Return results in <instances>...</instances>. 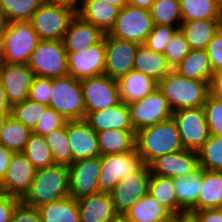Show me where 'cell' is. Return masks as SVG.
Masks as SVG:
<instances>
[{
	"instance_id": "1",
	"label": "cell",
	"mask_w": 222,
	"mask_h": 222,
	"mask_svg": "<svg viewBox=\"0 0 222 222\" xmlns=\"http://www.w3.org/2000/svg\"><path fill=\"white\" fill-rule=\"evenodd\" d=\"M135 149L145 165H149L157 157L184 149L174 120L166 121L142 128L136 132Z\"/></svg>"
},
{
	"instance_id": "2",
	"label": "cell",
	"mask_w": 222,
	"mask_h": 222,
	"mask_svg": "<svg viewBox=\"0 0 222 222\" xmlns=\"http://www.w3.org/2000/svg\"><path fill=\"white\" fill-rule=\"evenodd\" d=\"M158 89L167 100L172 112L201 108L210 94L207 82L189 79L174 69L158 82Z\"/></svg>"
},
{
	"instance_id": "3",
	"label": "cell",
	"mask_w": 222,
	"mask_h": 222,
	"mask_svg": "<svg viewBox=\"0 0 222 222\" xmlns=\"http://www.w3.org/2000/svg\"><path fill=\"white\" fill-rule=\"evenodd\" d=\"M69 167L55 164L36 171L29 191L21 199L24 203L38 208L69 196Z\"/></svg>"
},
{
	"instance_id": "4",
	"label": "cell",
	"mask_w": 222,
	"mask_h": 222,
	"mask_svg": "<svg viewBox=\"0 0 222 222\" xmlns=\"http://www.w3.org/2000/svg\"><path fill=\"white\" fill-rule=\"evenodd\" d=\"M39 40L30 21L6 22L1 35L3 62L28 64Z\"/></svg>"
},
{
	"instance_id": "5",
	"label": "cell",
	"mask_w": 222,
	"mask_h": 222,
	"mask_svg": "<svg viewBox=\"0 0 222 222\" xmlns=\"http://www.w3.org/2000/svg\"><path fill=\"white\" fill-rule=\"evenodd\" d=\"M49 107L60 113L67 121L84 120L86 108L80 80L67 75L52 79Z\"/></svg>"
},
{
	"instance_id": "6",
	"label": "cell",
	"mask_w": 222,
	"mask_h": 222,
	"mask_svg": "<svg viewBox=\"0 0 222 222\" xmlns=\"http://www.w3.org/2000/svg\"><path fill=\"white\" fill-rule=\"evenodd\" d=\"M28 66L34 76L55 79L68 75L67 52L63 40H39Z\"/></svg>"
},
{
	"instance_id": "7",
	"label": "cell",
	"mask_w": 222,
	"mask_h": 222,
	"mask_svg": "<svg viewBox=\"0 0 222 222\" xmlns=\"http://www.w3.org/2000/svg\"><path fill=\"white\" fill-rule=\"evenodd\" d=\"M76 11L70 7L44 1L30 19L41 40H63Z\"/></svg>"
},
{
	"instance_id": "8",
	"label": "cell",
	"mask_w": 222,
	"mask_h": 222,
	"mask_svg": "<svg viewBox=\"0 0 222 222\" xmlns=\"http://www.w3.org/2000/svg\"><path fill=\"white\" fill-rule=\"evenodd\" d=\"M153 26L149 10L127 4L119 10L118 17L107 34L140 45L145 43Z\"/></svg>"
},
{
	"instance_id": "9",
	"label": "cell",
	"mask_w": 222,
	"mask_h": 222,
	"mask_svg": "<svg viewBox=\"0 0 222 222\" xmlns=\"http://www.w3.org/2000/svg\"><path fill=\"white\" fill-rule=\"evenodd\" d=\"M98 192L110 193L127 175L137 172L143 165L138 151L100 156Z\"/></svg>"
},
{
	"instance_id": "10",
	"label": "cell",
	"mask_w": 222,
	"mask_h": 222,
	"mask_svg": "<svg viewBox=\"0 0 222 222\" xmlns=\"http://www.w3.org/2000/svg\"><path fill=\"white\" fill-rule=\"evenodd\" d=\"M184 149L198 150L210 137L203 107L176 110L172 113Z\"/></svg>"
},
{
	"instance_id": "11",
	"label": "cell",
	"mask_w": 222,
	"mask_h": 222,
	"mask_svg": "<svg viewBox=\"0 0 222 222\" xmlns=\"http://www.w3.org/2000/svg\"><path fill=\"white\" fill-rule=\"evenodd\" d=\"M128 105L134 130L166 121L172 117V110L158 87L144 98Z\"/></svg>"
},
{
	"instance_id": "12",
	"label": "cell",
	"mask_w": 222,
	"mask_h": 222,
	"mask_svg": "<svg viewBox=\"0 0 222 222\" xmlns=\"http://www.w3.org/2000/svg\"><path fill=\"white\" fill-rule=\"evenodd\" d=\"M80 83L86 115L90 112L107 109L121 101L117 80L105 74L82 79Z\"/></svg>"
},
{
	"instance_id": "13",
	"label": "cell",
	"mask_w": 222,
	"mask_h": 222,
	"mask_svg": "<svg viewBox=\"0 0 222 222\" xmlns=\"http://www.w3.org/2000/svg\"><path fill=\"white\" fill-rule=\"evenodd\" d=\"M150 177V168L144 164L137 172L127 175L116 184L110 195L118 215H124L136 201L148 193Z\"/></svg>"
},
{
	"instance_id": "14",
	"label": "cell",
	"mask_w": 222,
	"mask_h": 222,
	"mask_svg": "<svg viewBox=\"0 0 222 222\" xmlns=\"http://www.w3.org/2000/svg\"><path fill=\"white\" fill-rule=\"evenodd\" d=\"M105 75L118 80L133 70L139 44L104 34Z\"/></svg>"
},
{
	"instance_id": "15",
	"label": "cell",
	"mask_w": 222,
	"mask_h": 222,
	"mask_svg": "<svg viewBox=\"0 0 222 222\" xmlns=\"http://www.w3.org/2000/svg\"><path fill=\"white\" fill-rule=\"evenodd\" d=\"M105 42L104 37L86 50L67 53L68 75L82 80L105 74Z\"/></svg>"
},
{
	"instance_id": "16",
	"label": "cell",
	"mask_w": 222,
	"mask_h": 222,
	"mask_svg": "<svg viewBox=\"0 0 222 222\" xmlns=\"http://www.w3.org/2000/svg\"><path fill=\"white\" fill-rule=\"evenodd\" d=\"M100 157H91L69 165V196L78 200L98 192Z\"/></svg>"
},
{
	"instance_id": "17",
	"label": "cell",
	"mask_w": 222,
	"mask_h": 222,
	"mask_svg": "<svg viewBox=\"0 0 222 222\" xmlns=\"http://www.w3.org/2000/svg\"><path fill=\"white\" fill-rule=\"evenodd\" d=\"M36 171L23 152L14 153L0 183V190L22 199L29 191Z\"/></svg>"
},
{
	"instance_id": "18",
	"label": "cell",
	"mask_w": 222,
	"mask_h": 222,
	"mask_svg": "<svg viewBox=\"0 0 222 222\" xmlns=\"http://www.w3.org/2000/svg\"><path fill=\"white\" fill-rule=\"evenodd\" d=\"M148 166L151 174L172 179L193 174L200 169L198 153L187 149L157 157Z\"/></svg>"
},
{
	"instance_id": "19",
	"label": "cell",
	"mask_w": 222,
	"mask_h": 222,
	"mask_svg": "<svg viewBox=\"0 0 222 222\" xmlns=\"http://www.w3.org/2000/svg\"><path fill=\"white\" fill-rule=\"evenodd\" d=\"M33 77L28 64L3 62L0 65V80L11 105L28 99Z\"/></svg>"
},
{
	"instance_id": "20",
	"label": "cell",
	"mask_w": 222,
	"mask_h": 222,
	"mask_svg": "<svg viewBox=\"0 0 222 222\" xmlns=\"http://www.w3.org/2000/svg\"><path fill=\"white\" fill-rule=\"evenodd\" d=\"M67 135L72 153V163L101 156L97 133L85 120L67 121Z\"/></svg>"
},
{
	"instance_id": "21",
	"label": "cell",
	"mask_w": 222,
	"mask_h": 222,
	"mask_svg": "<svg viewBox=\"0 0 222 222\" xmlns=\"http://www.w3.org/2000/svg\"><path fill=\"white\" fill-rule=\"evenodd\" d=\"M103 37L104 33L99 28L75 14L68 25L63 43L67 53H76L97 44Z\"/></svg>"
},
{
	"instance_id": "22",
	"label": "cell",
	"mask_w": 222,
	"mask_h": 222,
	"mask_svg": "<svg viewBox=\"0 0 222 222\" xmlns=\"http://www.w3.org/2000/svg\"><path fill=\"white\" fill-rule=\"evenodd\" d=\"M84 120L96 133L108 129L134 130L128 105L121 101L107 109L88 113Z\"/></svg>"
},
{
	"instance_id": "23",
	"label": "cell",
	"mask_w": 222,
	"mask_h": 222,
	"mask_svg": "<svg viewBox=\"0 0 222 222\" xmlns=\"http://www.w3.org/2000/svg\"><path fill=\"white\" fill-rule=\"evenodd\" d=\"M80 222H110L118 214L110 193L97 192L77 200Z\"/></svg>"
},
{
	"instance_id": "24",
	"label": "cell",
	"mask_w": 222,
	"mask_h": 222,
	"mask_svg": "<svg viewBox=\"0 0 222 222\" xmlns=\"http://www.w3.org/2000/svg\"><path fill=\"white\" fill-rule=\"evenodd\" d=\"M119 10L104 0H82L76 14L106 34L114 25Z\"/></svg>"
},
{
	"instance_id": "25",
	"label": "cell",
	"mask_w": 222,
	"mask_h": 222,
	"mask_svg": "<svg viewBox=\"0 0 222 222\" xmlns=\"http://www.w3.org/2000/svg\"><path fill=\"white\" fill-rule=\"evenodd\" d=\"M121 102L140 100L158 87V82L139 71L131 70L117 80Z\"/></svg>"
},
{
	"instance_id": "26",
	"label": "cell",
	"mask_w": 222,
	"mask_h": 222,
	"mask_svg": "<svg viewBox=\"0 0 222 222\" xmlns=\"http://www.w3.org/2000/svg\"><path fill=\"white\" fill-rule=\"evenodd\" d=\"M129 222H172L174 215L147 193L124 214Z\"/></svg>"
},
{
	"instance_id": "27",
	"label": "cell",
	"mask_w": 222,
	"mask_h": 222,
	"mask_svg": "<svg viewBox=\"0 0 222 222\" xmlns=\"http://www.w3.org/2000/svg\"><path fill=\"white\" fill-rule=\"evenodd\" d=\"M222 26V20L182 21L180 31L184 34L190 50L206 49L215 33Z\"/></svg>"
},
{
	"instance_id": "28",
	"label": "cell",
	"mask_w": 222,
	"mask_h": 222,
	"mask_svg": "<svg viewBox=\"0 0 222 222\" xmlns=\"http://www.w3.org/2000/svg\"><path fill=\"white\" fill-rule=\"evenodd\" d=\"M133 69L157 82L172 70L164 54L157 53L144 44L138 46Z\"/></svg>"
},
{
	"instance_id": "29",
	"label": "cell",
	"mask_w": 222,
	"mask_h": 222,
	"mask_svg": "<svg viewBox=\"0 0 222 222\" xmlns=\"http://www.w3.org/2000/svg\"><path fill=\"white\" fill-rule=\"evenodd\" d=\"M202 181L203 169H199L193 174L173 179L178 205L188 214L196 211Z\"/></svg>"
},
{
	"instance_id": "30",
	"label": "cell",
	"mask_w": 222,
	"mask_h": 222,
	"mask_svg": "<svg viewBox=\"0 0 222 222\" xmlns=\"http://www.w3.org/2000/svg\"><path fill=\"white\" fill-rule=\"evenodd\" d=\"M174 70L184 77L207 82L209 85L214 74L206 49L190 50L186 58Z\"/></svg>"
},
{
	"instance_id": "31",
	"label": "cell",
	"mask_w": 222,
	"mask_h": 222,
	"mask_svg": "<svg viewBox=\"0 0 222 222\" xmlns=\"http://www.w3.org/2000/svg\"><path fill=\"white\" fill-rule=\"evenodd\" d=\"M101 155L127 153L135 150L136 131L108 129L97 133Z\"/></svg>"
},
{
	"instance_id": "32",
	"label": "cell",
	"mask_w": 222,
	"mask_h": 222,
	"mask_svg": "<svg viewBox=\"0 0 222 222\" xmlns=\"http://www.w3.org/2000/svg\"><path fill=\"white\" fill-rule=\"evenodd\" d=\"M42 222H80L77 200L67 196L37 208Z\"/></svg>"
},
{
	"instance_id": "33",
	"label": "cell",
	"mask_w": 222,
	"mask_h": 222,
	"mask_svg": "<svg viewBox=\"0 0 222 222\" xmlns=\"http://www.w3.org/2000/svg\"><path fill=\"white\" fill-rule=\"evenodd\" d=\"M212 208H222V172L203 169L202 188L196 211Z\"/></svg>"
},
{
	"instance_id": "34",
	"label": "cell",
	"mask_w": 222,
	"mask_h": 222,
	"mask_svg": "<svg viewBox=\"0 0 222 222\" xmlns=\"http://www.w3.org/2000/svg\"><path fill=\"white\" fill-rule=\"evenodd\" d=\"M148 193L174 216L187 214L178 205L172 178L151 174Z\"/></svg>"
},
{
	"instance_id": "35",
	"label": "cell",
	"mask_w": 222,
	"mask_h": 222,
	"mask_svg": "<svg viewBox=\"0 0 222 222\" xmlns=\"http://www.w3.org/2000/svg\"><path fill=\"white\" fill-rule=\"evenodd\" d=\"M182 21L222 20V6L216 0H179Z\"/></svg>"
},
{
	"instance_id": "36",
	"label": "cell",
	"mask_w": 222,
	"mask_h": 222,
	"mask_svg": "<svg viewBox=\"0 0 222 222\" xmlns=\"http://www.w3.org/2000/svg\"><path fill=\"white\" fill-rule=\"evenodd\" d=\"M31 134L28 127L9 116L0 134V144L14 153L23 152Z\"/></svg>"
},
{
	"instance_id": "37",
	"label": "cell",
	"mask_w": 222,
	"mask_h": 222,
	"mask_svg": "<svg viewBox=\"0 0 222 222\" xmlns=\"http://www.w3.org/2000/svg\"><path fill=\"white\" fill-rule=\"evenodd\" d=\"M45 0H0V11L6 22L30 21Z\"/></svg>"
},
{
	"instance_id": "38",
	"label": "cell",
	"mask_w": 222,
	"mask_h": 222,
	"mask_svg": "<svg viewBox=\"0 0 222 222\" xmlns=\"http://www.w3.org/2000/svg\"><path fill=\"white\" fill-rule=\"evenodd\" d=\"M23 153L36 170L55 165L51 150L44 136L32 133Z\"/></svg>"
},
{
	"instance_id": "39",
	"label": "cell",
	"mask_w": 222,
	"mask_h": 222,
	"mask_svg": "<svg viewBox=\"0 0 222 222\" xmlns=\"http://www.w3.org/2000/svg\"><path fill=\"white\" fill-rule=\"evenodd\" d=\"M150 12L154 25H170L180 28L182 16L179 0H155Z\"/></svg>"
},
{
	"instance_id": "40",
	"label": "cell",
	"mask_w": 222,
	"mask_h": 222,
	"mask_svg": "<svg viewBox=\"0 0 222 222\" xmlns=\"http://www.w3.org/2000/svg\"><path fill=\"white\" fill-rule=\"evenodd\" d=\"M44 138L51 150L55 164L67 166L72 164V153L67 135V122L63 127L45 135Z\"/></svg>"
},
{
	"instance_id": "41",
	"label": "cell",
	"mask_w": 222,
	"mask_h": 222,
	"mask_svg": "<svg viewBox=\"0 0 222 222\" xmlns=\"http://www.w3.org/2000/svg\"><path fill=\"white\" fill-rule=\"evenodd\" d=\"M197 153L200 169L222 172V136L210 135Z\"/></svg>"
},
{
	"instance_id": "42",
	"label": "cell",
	"mask_w": 222,
	"mask_h": 222,
	"mask_svg": "<svg viewBox=\"0 0 222 222\" xmlns=\"http://www.w3.org/2000/svg\"><path fill=\"white\" fill-rule=\"evenodd\" d=\"M48 107V105L26 99L23 102L12 105L11 117L32 131Z\"/></svg>"
},
{
	"instance_id": "43",
	"label": "cell",
	"mask_w": 222,
	"mask_h": 222,
	"mask_svg": "<svg viewBox=\"0 0 222 222\" xmlns=\"http://www.w3.org/2000/svg\"><path fill=\"white\" fill-rule=\"evenodd\" d=\"M190 48L184 34L178 29L168 42L164 56L171 69H175L189 54Z\"/></svg>"
},
{
	"instance_id": "44",
	"label": "cell",
	"mask_w": 222,
	"mask_h": 222,
	"mask_svg": "<svg viewBox=\"0 0 222 222\" xmlns=\"http://www.w3.org/2000/svg\"><path fill=\"white\" fill-rule=\"evenodd\" d=\"M203 109L210 135L222 136V99L209 94Z\"/></svg>"
},
{
	"instance_id": "45",
	"label": "cell",
	"mask_w": 222,
	"mask_h": 222,
	"mask_svg": "<svg viewBox=\"0 0 222 222\" xmlns=\"http://www.w3.org/2000/svg\"><path fill=\"white\" fill-rule=\"evenodd\" d=\"M177 30V27L170 25H154L144 45L157 53L164 54L168 42Z\"/></svg>"
},
{
	"instance_id": "46",
	"label": "cell",
	"mask_w": 222,
	"mask_h": 222,
	"mask_svg": "<svg viewBox=\"0 0 222 222\" xmlns=\"http://www.w3.org/2000/svg\"><path fill=\"white\" fill-rule=\"evenodd\" d=\"M67 120L56 110L48 107L44 115H42L39 123L32 130L33 134L45 136L53 130L59 129L66 124Z\"/></svg>"
},
{
	"instance_id": "47",
	"label": "cell",
	"mask_w": 222,
	"mask_h": 222,
	"mask_svg": "<svg viewBox=\"0 0 222 222\" xmlns=\"http://www.w3.org/2000/svg\"><path fill=\"white\" fill-rule=\"evenodd\" d=\"M51 87L52 79L34 76L29 89L28 99L49 106Z\"/></svg>"
},
{
	"instance_id": "48",
	"label": "cell",
	"mask_w": 222,
	"mask_h": 222,
	"mask_svg": "<svg viewBox=\"0 0 222 222\" xmlns=\"http://www.w3.org/2000/svg\"><path fill=\"white\" fill-rule=\"evenodd\" d=\"M206 51L213 72L222 71V26L208 43Z\"/></svg>"
},
{
	"instance_id": "49",
	"label": "cell",
	"mask_w": 222,
	"mask_h": 222,
	"mask_svg": "<svg viewBox=\"0 0 222 222\" xmlns=\"http://www.w3.org/2000/svg\"><path fill=\"white\" fill-rule=\"evenodd\" d=\"M10 222H42V220L36 207L27 205L20 200L12 213Z\"/></svg>"
},
{
	"instance_id": "50",
	"label": "cell",
	"mask_w": 222,
	"mask_h": 222,
	"mask_svg": "<svg viewBox=\"0 0 222 222\" xmlns=\"http://www.w3.org/2000/svg\"><path fill=\"white\" fill-rule=\"evenodd\" d=\"M20 200L0 190V222H10L12 213Z\"/></svg>"
},
{
	"instance_id": "51",
	"label": "cell",
	"mask_w": 222,
	"mask_h": 222,
	"mask_svg": "<svg viewBox=\"0 0 222 222\" xmlns=\"http://www.w3.org/2000/svg\"><path fill=\"white\" fill-rule=\"evenodd\" d=\"M190 214L197 222H222V208L204 209Z\"/></svg>"
},
{
	"instance_id": "52",
	"label": "cell",
	"mask_w": 222,
	"mask_h": 222,
	"mask_svg": "<svg viewBox=\"0 0 222 222\" xmlns=\"http://www.w3.org/2000/svg\"><path fill=\"white\" fill-rule=\"evenodd\" d=\"M14 152L0 144V183L6 174V169L11 162Z\"/></svg>"
},
{
	"instance_id": "53",
	"label": "cell",
	"mask_w": 222,
	"mask_h": 222,
	"mask_svg": "<svg viewBox=\"0 0 222 222\" xmlns=\"http://www.w3.org/2000/svg\"><path fill=\"white\" fill-rule=\"evenodd\" d=\"M209 89L212 96L222 99V71L213 74Z\"/></svg>"
},
{
	"instance_id": "54",
	"label": "cell",
	"mask_w": 222,
	"mask_h": 222,
	"mask_svg": "<svg viewBox=\"0 0 222 222\" xmlns=\"http://www.w3.org/2000/svg\"><path fill=\"white\" fill-rule=\"evenodd\" d=\"M12 105L8 102L6 92L0 80V114L11 116Z\"/></svg>"
},
{
	"instance_id": "55",
	"label": "cell",
	"mask_w": 222,
	"mask_h": 222,
	"mask_svg": "<svg viewBox=\"0 0 222 222\" xmlns=\"http://www.w3.org/2000/svg\"><path fill=\"white\" fill-rule=\"evenodd\" d=\"M45 1L70 7L76 12L78 11L81 5L80 3H82V0H45Z\"/></svg>"
},
{
	"instance_id": "56",
	"label": "cell",
	"mask_w": 222,
	"mask_h": 222,
	"mask_svg": "<svg viewBox=\"0 0 222 222\" xmlns=\"http://www.w3.org/2000/svg\"><path fill=\"white\" fill-rule=\"evenodd\" d=\"M128 4L141 9L149 10L154 4L155 0H127Z\"/></svg>"
},
{
	"instance_id": "57",
	"label": "cell",
	"mask_w": 222,
	"mask_h": 222,
	"mask_svg": "<svg viewBox=\"0 0 222 222\" xmlns=\"http://www.w3.org/2000/svg\"><path fill=\"white\" fill-rule=\"evenodd\" d=\"M172 222H197L191 214H184L179 216H174Z\"/></svg>"
},
{
	"instance_id": "58",
	"label": "cell",
	"mask_w": 222,
	"mask_h": 222,
	"mask_svg": "<svg viewBox=\"0 0 222 222\" xmlns=\"http://www.w3.org/2000/svg\"><path fill=\"white\" fill-rule=\"evenodd\" d=\"M108 2L109 4L118 7L121 9L122 7L126 6L128 4L127 0H104Z\"/></svg>"
},
{
	"instance_id": "59",
	"label": "cell",
	"mask_w": 222,
	"mask_h": 222,
	"mask_svg": "<svg viewBox=\"0 0 222 222\" xmlns=\"http://www.w3.org/2000/svg\"><path fill=\"white\" fill-rule=\"evenodd\" d=\"M5 24H6V20H5L4 16H3V14L0 11V37H1L2 33H3V31H4Z\"/></svg>"
},
{
	"instance_id": "60",
	"label": "cell",
	"mask_w": 222,
	"mask_h": 222,
	"mask_svg": "<svg viewBox=\"0 0 222 222\" xmlns=\"http://www.w3.org/2000/svg\"><path fill=\"white\" fill-rule=\"evenodd\" d=\"M110 222H129V221L124 215H117Z\"/></svg>"
},
{
	"instance_id": "61",
	"label": "cell",
	"mask_w": 222,
	"mask_h": 222,
	"mask_svg": "<svg viewBox=\"0 0 222 222\" xmlns=\"http://www.w3.org/2000/svg\"><path fill=\"white\" fill-rule=\"evenodd\" d=\"M8 118H9V116H5L3 114H0V134L3 129L4 123Z\"/></svg>"
},
{
	"instance_id": "62",
	"label": "cell",
	"mask_w": 222,
	"mask_h": 222,
	"mask_svg": "<svg viewBox=\"0 0 222 222\" xmlns=\"http://www.w3.org/2000/svg\"><path fill=\"white\" fill-rule=\"evenodd\" d=\"M3 63V48H2V42L0 37V65Z\"/></svg>"
},
{
	"instance_id": "63",
	"label": "cell",
	"mask_w": 222,
	"mask_h": 222,
	"mask_svg": "<svg viewBox=\"0 0 222 222\" xmlns=\"http://www.w3.org/2000/svg\"><path fill=\"white\" fill-rule=\"evenodd\" d=\"M222 6V0H216Z\"/></svg>"
}]
</instances>
